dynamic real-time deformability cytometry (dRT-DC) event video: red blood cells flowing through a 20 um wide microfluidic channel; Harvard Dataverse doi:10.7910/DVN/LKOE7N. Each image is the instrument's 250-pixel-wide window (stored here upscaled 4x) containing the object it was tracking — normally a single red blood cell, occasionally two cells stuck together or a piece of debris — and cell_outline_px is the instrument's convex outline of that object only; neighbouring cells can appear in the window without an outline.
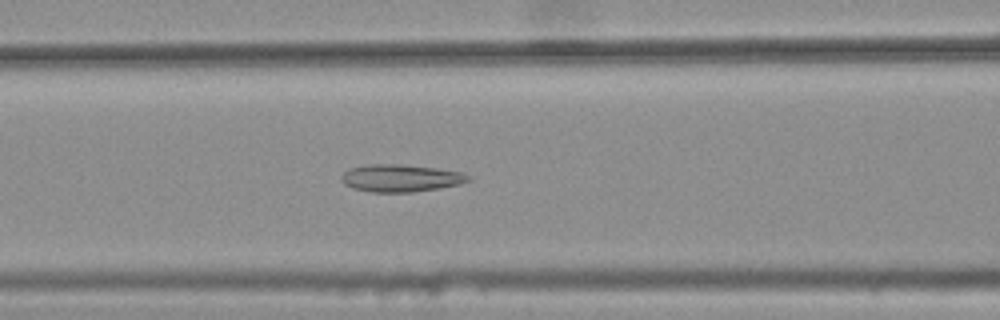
{"species": "common noctule bat (a hibernating species)", "species_latin": "Nyctalus noctula", "temperature_condition": "warm", "stored_images_in_passage": 44, "camera_frame_rate_fps": 3000, "um_per_image_px": 0.085, "animal": {"sex": "female", "body_mass_g": 25.1}, "frame": {"image": 1, "passage_image": 21, "time_ms": 6.667, "image_size_px": [1000, 320], "cell_outline_px": [[472, 180], [460, 184], [440, 188], [412, 192], [372, 192], [352, 188], [344, 184], [340, 180], [340, 176], [348, 168], [368, 164], [400, 164], [436, 168], [460, 172], [472, 176]], "centroid_in_image_um": [34.04, 15.14], "position_along_channel_um": 132.6, "area_um2": 20.46}}
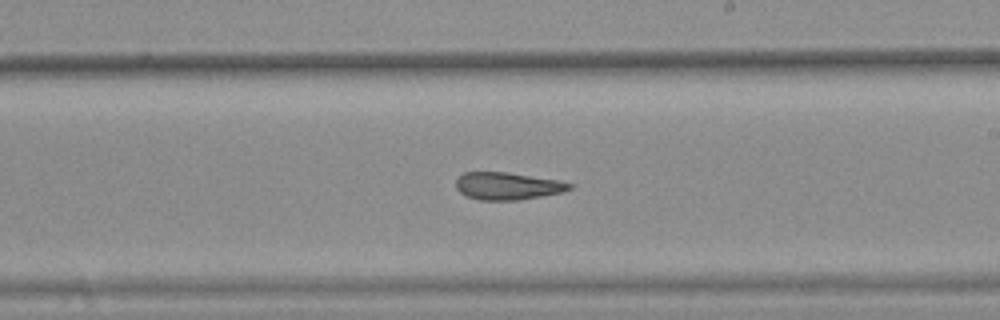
{"frame": {"image": 2, "passage_image": 30, "time_ms": 9.667, "image_size_px": [1000, 320], "cell_outline_px": [[576, 184], [572, 188], [564, 192], [520, 200], [480, 200], [464, 196], [456, 188], [456, 180], [464, 172], [508, 172], [560, 180]], "centroid_in_image_um": [43.18, 15.81], "position_along_channel_um": 245.8, "area_um2": 18.44}}
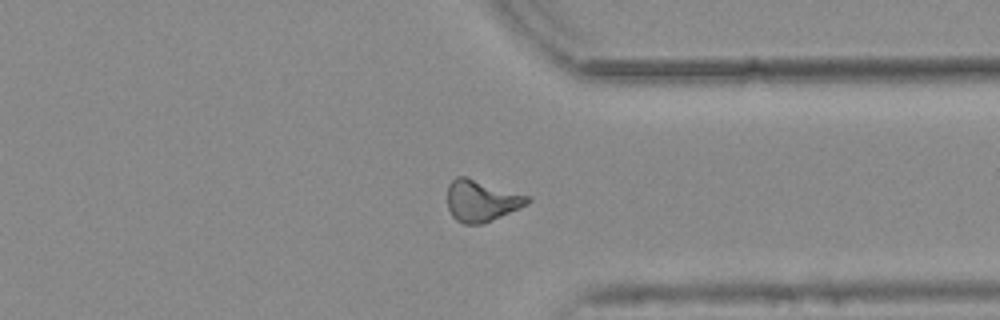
{"frame": {"image": 3, "passage_image": 40, "time_ms": 13.0, "image_size_px": [1000, 320], "cell_outline_px": [[532, 200], [528, 204], [520, 208], [480, 224], [464, 224], [456, 220], [452, 216], [448, 208], [448, 184], [456, 176], [464, 176], [532, 196]], "centroid_in_image_um": [40.94, 17.05], "position_along_channel_um": 370.5, "area_um2": 19.36}, "authors_computed_cell_mechanics": {"area_um2": 19.363, "velocity_mm_per_s": 3.7911, "shape_relaxation_time_tau1_ms": null, "shape_relaxation_time_tau2_ms": 3.9211, "deformation_change_tau1": null, "deformation_change_tau2": 0.1393}}